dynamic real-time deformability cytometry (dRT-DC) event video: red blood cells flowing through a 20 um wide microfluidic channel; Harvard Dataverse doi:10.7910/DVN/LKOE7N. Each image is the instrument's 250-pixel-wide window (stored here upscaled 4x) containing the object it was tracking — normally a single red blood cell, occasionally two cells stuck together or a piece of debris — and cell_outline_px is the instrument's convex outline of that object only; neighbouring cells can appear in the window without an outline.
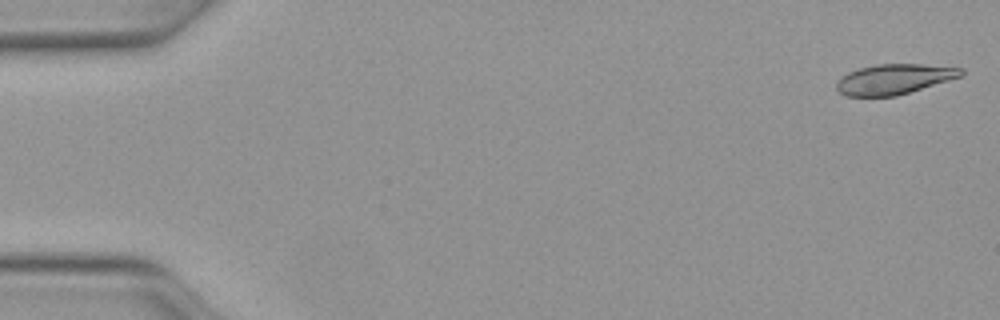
{"species": "Egyptian fruit bat (a non-hibernating species)", "species_latin": "Rousettus aegyptiacus", "temperature_condition": "warm", "stored_images_in_passage": 49, "camera_frame_rate_fps": 3000, "um_per_image_px": 0.085, "animal": {"sex": "female"}, "frame": {"image": 1, "passage_image": 1, "time_ms": 0.0, "image_size_px": [1000, 320], "cell_outline_px": [[964, 76], [896, 96], [848, 96], [840, 92], [836, 88], [836, 84], [840, 76], [848, 72], [860, 68], [876, 64], [920, 64], [964, 68]], "centroid_in_image_um": [76.02, 6.72], "position_along_channel_um": 9.0, "area_um2": 21.96}}
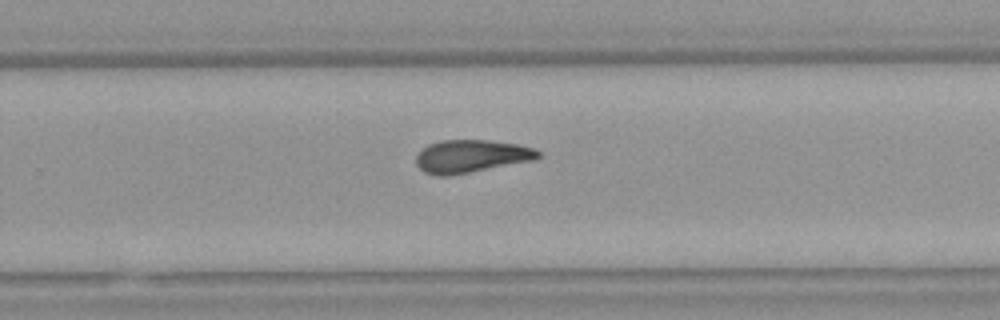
{"frame": {"image": 2, "passage_image": 32, "time_ms": 10.333, "image_size_px": [1000, 320], "cell_outline_px": [[540, 156], [536, 160], [452, 176], [436, 176], [424, 172], [416, 164], [416, 156], [428, 144], [440, 140], [488, 140], [516, 144], [536, 148], [540, 152]], "centroid_in_image_um": [40.07, 13.29], "position_along_channel_um": 289.7, "area_um2": 23.64}}
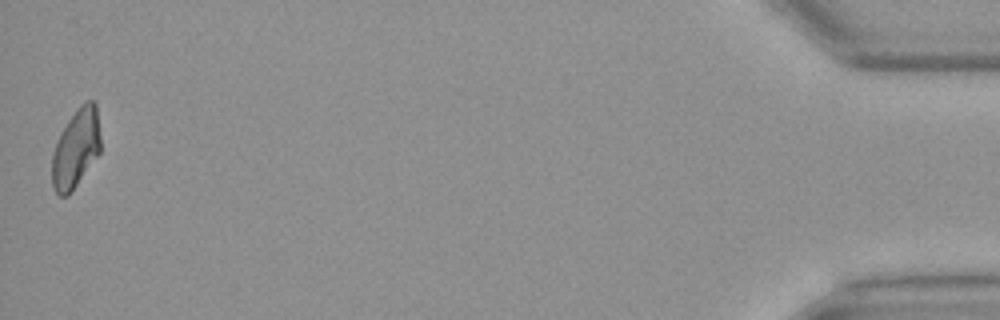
{"frame": {"image": 3, "passage_image": 49, "time_ms": 16.0, "image_size_px": [1000, 320], "cell_outline_px": [[100, 152], [68, 196], [60, 196], [56, 192], [52, 184], [52, 152], [56, 140], [60, 132], [68, 120], [80, 104], [84, 100], [92, 100], [96, 104], [100, 136]], "centroid_in_image_um": [6.44, 12.59], "position_along_channel_um": 428.8, "area_um2": 22.31}, "authors_computed_cell_mechanics": {"area_um2": 23.2934, "velocity_mm_per_s": 4.1069, "shape_relaxation_time_tau1_ms": null, "shape_relaxation_time_tau2_ms": 3.6914, "deformation_change_tau1": null, "deformation_change_tau2": 0.1229}}